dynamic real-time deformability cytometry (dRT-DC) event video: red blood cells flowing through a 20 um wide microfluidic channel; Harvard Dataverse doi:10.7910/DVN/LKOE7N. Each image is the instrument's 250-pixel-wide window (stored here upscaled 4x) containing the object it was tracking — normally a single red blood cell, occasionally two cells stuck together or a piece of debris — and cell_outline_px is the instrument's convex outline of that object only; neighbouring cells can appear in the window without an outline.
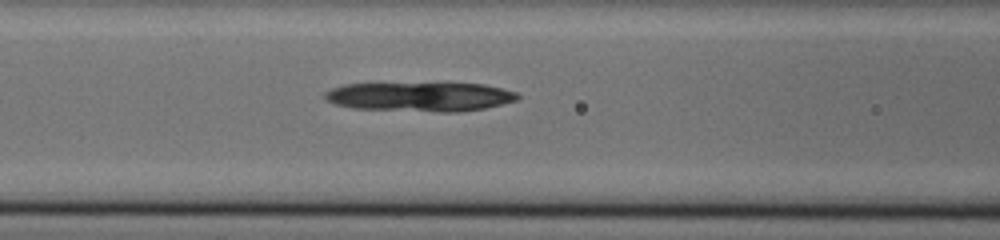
{"species": "common noctule bat (a hibernating species)", "species_latin": "Nyctalus noctula", "temperature_condition": "cold", "stored_images_in_passage": 20, "camera_frame_rate_fps": 3000, "um_per_image_px": 0.085, "animal": {"sex": "male", "body_mass_g": 20.0, "forearm_length_mm": 53.3}, "frame": {"image": 1, "passage_image": 12, "time_ms": 3.667, "image_size_px": [1000, 240], "cell_outline_px": [[520, 96], [516, 100], [484, 108], [456, 112], [440, 112], [356, 108], [336, 104], [328, 100], [324, 96], [324, 92], [332, 88], [344, 84], [484, 84], [516, 92]], "centroid_in_image_um": [35.7, 8.23], "position_along_channel_um": 130.9, "area_um2": 32.19}}
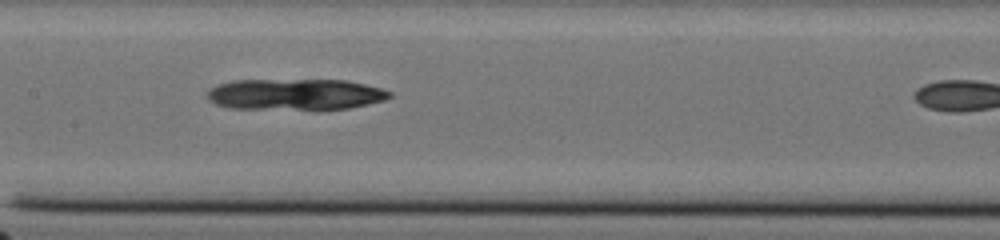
{"frame": {"image": 2, "passage_image": 16, "time_ms": 5.0, "image_size_px": [1000, 240], "cell_outline_px": [[392, 96], [384, 100], [348, 108], [232, 108], [216, 104], [208, 100], [208, 92], [212, 88], [220, 84], [232, 80], [344, 80], [364, 84], [380, 88], [392, 92]], "centroid_in_image_um": [25.1, 8.0], "position_along_channel_um": 182.3, "area_um2": 32.37}}